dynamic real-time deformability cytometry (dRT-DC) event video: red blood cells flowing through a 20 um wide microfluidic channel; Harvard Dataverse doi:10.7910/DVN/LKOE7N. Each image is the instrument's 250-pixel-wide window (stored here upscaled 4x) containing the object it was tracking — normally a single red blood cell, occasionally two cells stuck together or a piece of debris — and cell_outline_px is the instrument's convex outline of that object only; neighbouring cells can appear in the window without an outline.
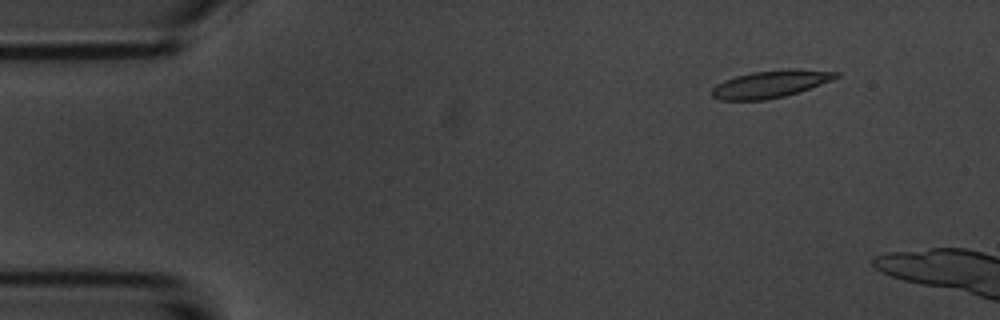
{"species": "common noctule bat (a hibernating species)", "species_latin": "Nyctalus noctula", "temperature_condition": "room temperature", "stored_images_in_passage": 13, "camera_frame_rate_fps": 3000, "um_per_image_px": 0.085, "animal": {"sex": "male", "body_mass_g": 20.1, "forearm_length_mm": 53.5}, "frame": {"image": 1, "passage_image": 6, "time_ms": 1.667, "image_size_px": [1000, 320], "cell_outline_px": [[840, 76], [832, 80], [800, 92], [784, 96], [764, 100], [720, 100], [712, 96], [712, 88], [716, 84], [724, 80], [736, 76], [752, 72], [788, 68], [792, 68], [840, 72]], "centroid_in_image_um": [65.51, 7.13], "position_along_channel_um": 19.5, "area_um2": 19.88}}